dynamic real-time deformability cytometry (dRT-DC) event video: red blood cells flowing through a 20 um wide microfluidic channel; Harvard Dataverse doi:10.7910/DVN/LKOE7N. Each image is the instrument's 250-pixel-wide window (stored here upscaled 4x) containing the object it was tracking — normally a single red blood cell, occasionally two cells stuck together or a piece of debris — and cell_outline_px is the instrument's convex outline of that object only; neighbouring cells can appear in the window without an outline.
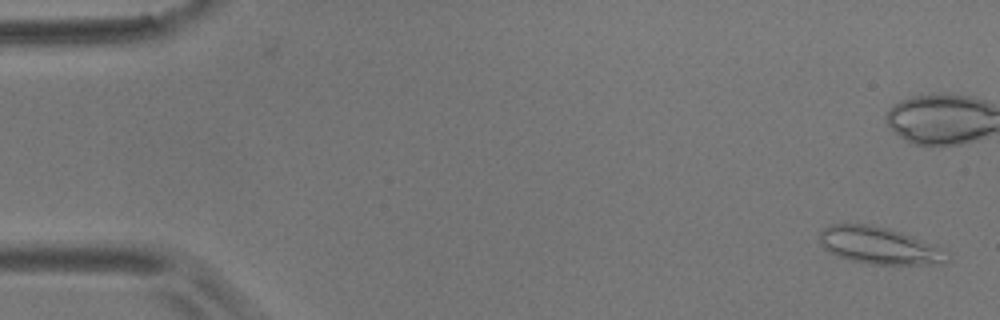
{"species": "common noctule bat (a hibernating species)", "species_latin": "Nyctalus noctula", "temperature_condition": "room temperature", "stored_images_in_passage": 56, "camera_frame_rate_fps": 3000, "um_per_image_px": 0.085, "animal": {"sex": "male", "body_mass_g": 17.9}, "frame": {"image": 1, "passage_image": 1, "time_ms": 0.0, "image_size_px": [1000, 320], "cell_outline_px": [[952, 256], [944, 264], [872, 264], [852, 260], [828, 252], [820, 244], [820, 232], [824, 228], [832, 224], [868, 224], [888, 228], [936, 244], [944, 248]], "centroid_in_image_um": [74.81, 20.87], "position_along_channel_um": 10.2, "area_um2": 27.69}, "authors_computed_cell_mechanics": {"area_um2": 18.8717, "velocity_mm_per_s": 3.5526, "shape_relaxation_time_tau1_ms": null, "shape_relaxation_time_tau2_ms": 4.5645, "deformation_change_tau1": null, "deformation_change_tau2": 0.1404}}